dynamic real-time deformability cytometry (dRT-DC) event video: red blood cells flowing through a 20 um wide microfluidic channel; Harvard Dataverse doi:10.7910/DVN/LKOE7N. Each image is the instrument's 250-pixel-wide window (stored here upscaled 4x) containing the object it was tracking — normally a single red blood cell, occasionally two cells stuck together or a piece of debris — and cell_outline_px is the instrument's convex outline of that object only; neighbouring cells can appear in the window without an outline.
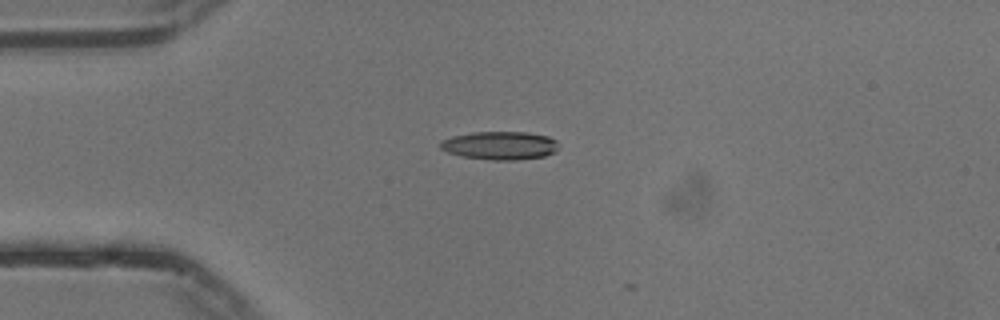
{"species": "common noctule bat (a hibernating species)", "species_latin": "Nyctalus noctula", "temperature_condition": "cold", "stored_images_in_passage": 3, "camera_frame_rate_fps": 3000, "um_per_image_px": 0.085, "animal": {"sex": "male", "body_mass_g": 13.3}, "frame": {"image": 1, "passage_image": 1, "time_ms": 0.0, "image_size_px": [1000, 320], "cell_outline_px": [[556, 152], [544, 156], [516, 160], [492, 160], [460, 156], [448, 152], [440, 148], [440, 144], [444, 140], [452, 136], [472, 132], [528, 132], [548, 136], [556, 140]], "centroid_in_image_um": [42.5, 12.37], "position_along_channel_um": 42.5, "area_um2": 19.42}}